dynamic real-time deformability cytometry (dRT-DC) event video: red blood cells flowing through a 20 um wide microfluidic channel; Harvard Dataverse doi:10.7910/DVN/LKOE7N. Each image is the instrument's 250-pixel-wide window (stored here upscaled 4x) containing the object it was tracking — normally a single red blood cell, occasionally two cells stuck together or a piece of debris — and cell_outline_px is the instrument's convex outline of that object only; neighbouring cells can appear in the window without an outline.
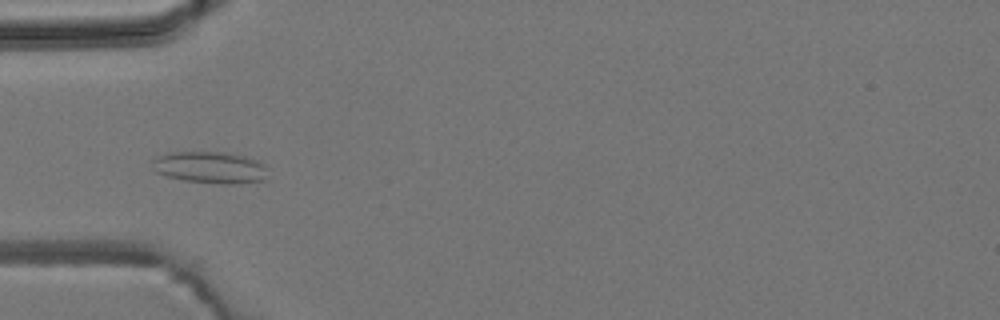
{"species": "common noctule bat (a hibernating species)", "species_latin": "Nyctalus noctula", "temperature_condition": "room temperature", "stored_images_in_passage": 7, "camera_frame_rate_fps": 3000, "um_per_image_px": 0.085, "animal": {"sex": "male", "body_mass_g": 19.2, "forearm_length_mm": 51.8}, "frame": {"image": 1, "passage_image": 5, "time_ms": 4.667, "image_size_px": [1000, 320], "cell_outline_px": [[264, 180], [236, 184], [220, 184], [184, 180], [168, 176], [156, 172], [152, 168], [152, 160], [156, 156], [168, 152], [224, 152], [244, 156], [260, 160], [264, 164]], "centroid_in_image_um": [17.82, 14.22], "position_along_channel_um": 67.2, "area_um2": 21.39}}
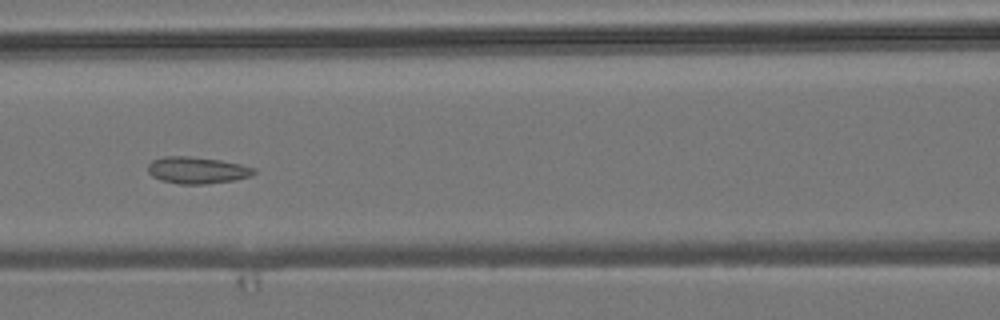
{"frame": {"image": 2, "passage_image": 7, "time_ms": 6.667, "image_size_px": [1000, 320], "cell_outline_px": [[256, 172], [252, 176], [236, 180], [204, 184], [180, 184], [160, 180], [152, 176], [148, 172], [148, 164], [152, 160], [164, 156], [188, 156], [220, 160], [240, 164], [256, 168]], "centroid_in_image_um": [16.76, 14.47], "position_along_channel_um": 149.8, "area_um2": 16.65}}